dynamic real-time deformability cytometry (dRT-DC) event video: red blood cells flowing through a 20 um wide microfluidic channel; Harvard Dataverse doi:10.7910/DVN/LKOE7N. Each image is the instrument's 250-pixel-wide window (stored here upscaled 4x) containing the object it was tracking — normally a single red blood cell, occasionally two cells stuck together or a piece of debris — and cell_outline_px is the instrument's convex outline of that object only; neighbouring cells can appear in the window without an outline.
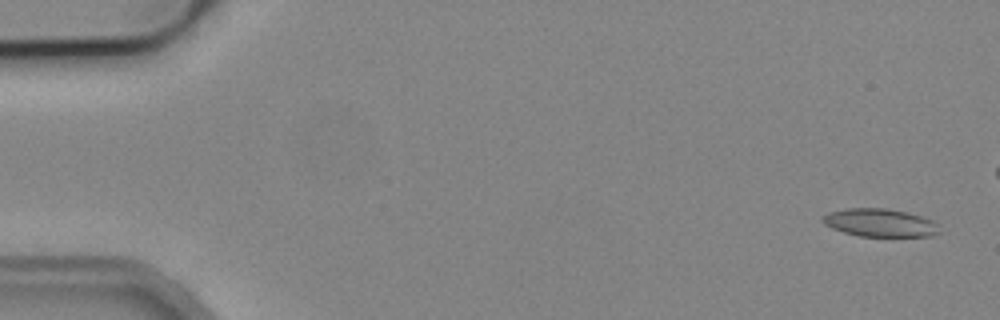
{"species": "common noctule bat (a hibernating species)", "species_latin": "Nyctalus noctula", "temperature_condition": "cold", "stored_images_in_passage": 7, "camera_frame_rate_fps": 3000, "um_per_image_px": 0.085, "animal": {"sex": "male", "body_mass_g": 19.2, "forearm_length_mm": 51.8}, "frame": {"image": 1, "passage_image": 1, "time_ms": 0.0, "image_size_px": [1000, 320], "cell_outline_px": [[940, 232], [932, 236], [860, 236], [844, 232], [832, 228], [824, 224], [820, 220], [820, 216], [828, 212], [848, 208], [884, 208], [908, 212], [932, 220], [940, 224]], "centroid_in_image_um": [74.79, 18.93], "position_along_channel_um": 10.2, "area_um2": 19.25}}